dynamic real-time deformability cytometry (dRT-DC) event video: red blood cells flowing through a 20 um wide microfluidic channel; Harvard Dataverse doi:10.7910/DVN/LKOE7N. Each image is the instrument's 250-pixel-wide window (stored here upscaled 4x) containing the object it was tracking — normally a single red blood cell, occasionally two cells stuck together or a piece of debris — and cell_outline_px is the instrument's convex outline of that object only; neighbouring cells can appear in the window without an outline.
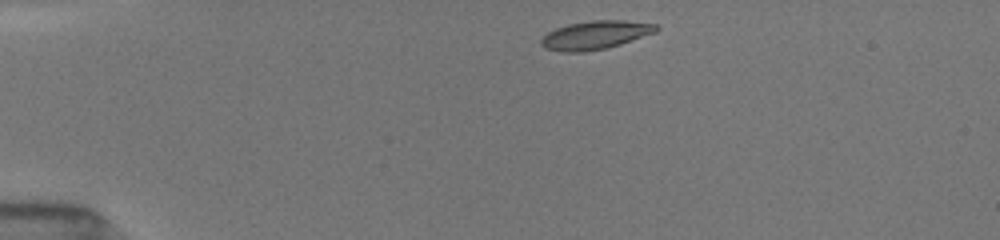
{"species": "common noctule bat (a hibernating species)", "species_latin": "Nyctalus noctula", "temperature_condition": "room temperature", "stored_images_in_passage": 29, "camera_frame_rate_fps": 3000, "um_per_image_px": 0.085, "animal": {"sex": "female", "body_mass_g": 19.5, "forearm_length_mm": 54.1}, "frame": {"image": 1, "passage_image": 1, "time_ms": 0.0, "image_size_px": [1000, 240], "cell_outline_px": [[660, 28], [656, 32], [620, 44], [604, 48], [584, 52], [564, 52], [544, 48], [540, 44], [540, 40], [548, 32], [556, 28], [568, 24], [592, 20], [624, 20], [656, 24]], "centroid_in_image_um": [50.59, 2.97], "position_along_channel_um": 34.4, "area_um2": 19.02}}
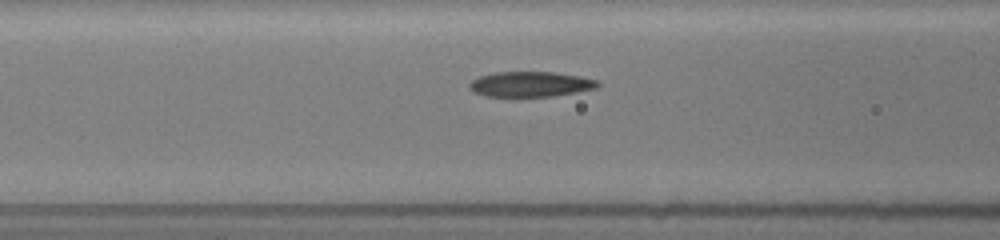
{"frame": {"image": 2, "passage_image": 11, "time_ms": 3.667, "image_size_px": [1000, 240], "cell_outline_px": [[600, 84], [596, 88], [576, 92], [552, 96], [516, 100], [484, 96], [472, 92], [468, 88], [468, 84], [472, 80], [480, 76], [496, 72], [556, 72], [580, 76], [596, 80]], "centroid_in_image_um": [45.0, 7.21], "position_along_channel_um": 121.6, "area_um2": 19.83}}
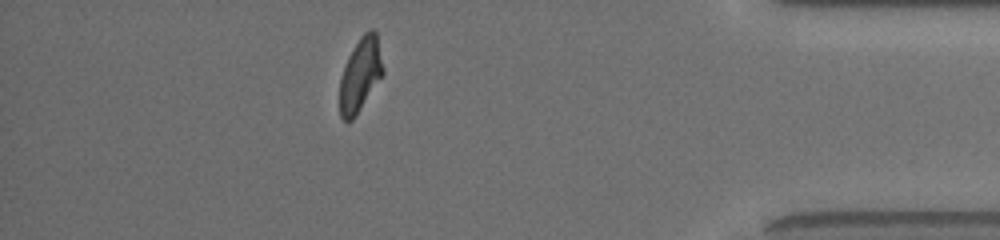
{"frame": {"image": 3, "passage_image": 26, "time_ms": 11.667, "image_size_px": [1000, 240], "cell_outline_px": [[384, 72], [352, 120], [344, 120], [340, 116], [340, 80], [348, 56], [360, 36], [368, 28], [372, 28], [376, 32], [384, 68]], "centroid_in_image_um": [30.63, 6.29], "position_along_channel_um": 404.6, "area_um2": 18.21}, "authors_computed_cell_mechanics": {"area_um2": 19.5364, "velocity_mm_per_s": 3.9875, "shape_relaxation_time_tau1_ms": 4.0126, "shape_relaxation_time_tau2_ms": 1.9134, "deformation_change_tau1": 0.1577, "deformation_change_tau2": 0.0927}}